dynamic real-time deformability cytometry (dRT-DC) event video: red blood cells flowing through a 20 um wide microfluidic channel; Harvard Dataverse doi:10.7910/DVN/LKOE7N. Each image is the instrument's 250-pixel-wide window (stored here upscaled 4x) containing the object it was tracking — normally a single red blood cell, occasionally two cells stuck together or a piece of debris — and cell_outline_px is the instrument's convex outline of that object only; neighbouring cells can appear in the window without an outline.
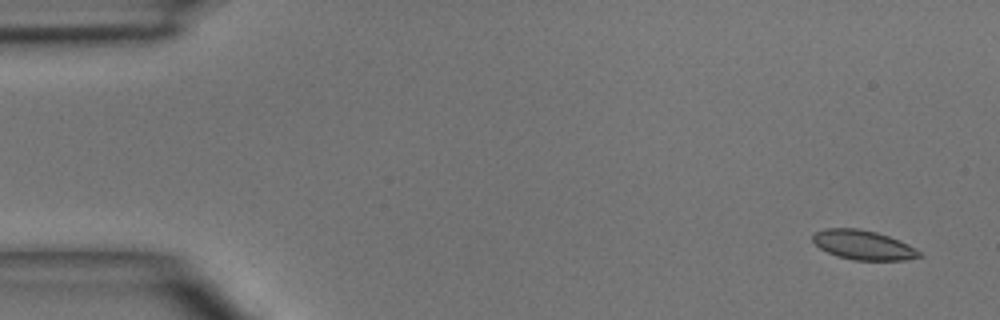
{"species": "common noctule bat (a hibernating species)", "species_latin": "Nyctalus noctula", "temperature_condition": "room temperature", "stored_images_in_passage": 5, "segment_of_instrument_passage": [1, 2], "camera_frame_rate_fps": 3000, "um_per_image_px": 0.085, "animal": {"sex": "male", "body_mass_g": 15.6}, "frame": {"image": 1, "passage_image": 1, "time_ms": 0.0, "image_size_px": [1000, 320], "cell_outline_px": [[924, 256], [904, 260], [852, 260], [836, 256], [820, 248], [812, 240], [812, 232], [824, 228], [860, 228], [876, 232], [900, 240], [916, 248]], "centroid_in_image_um": [73.36, 20.82], "position_along_channel_um": 11.6, "area_um2": 18.5}}